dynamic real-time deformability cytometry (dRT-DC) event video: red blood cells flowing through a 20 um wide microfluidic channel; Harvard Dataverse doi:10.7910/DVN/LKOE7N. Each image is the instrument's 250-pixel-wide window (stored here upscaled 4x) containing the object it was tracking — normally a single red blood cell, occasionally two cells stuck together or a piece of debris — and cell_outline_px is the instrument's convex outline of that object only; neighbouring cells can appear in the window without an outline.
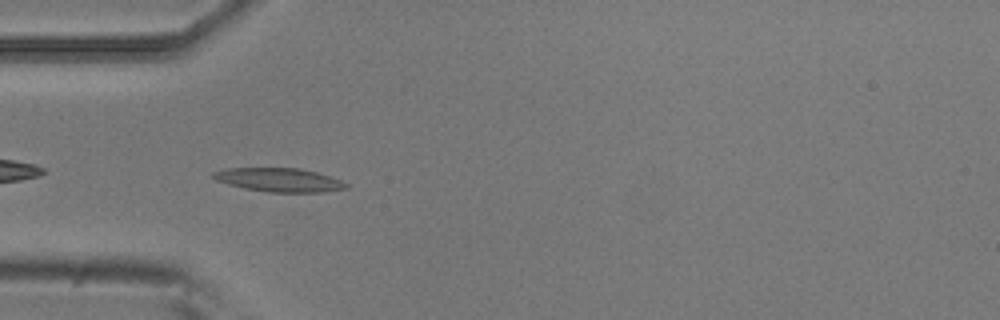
{"species": "common noctule bat (a hibernating species)", "species_latin": "Nyctalus noctula", "temperature_condition": "room temperature", "stored_images_in_passage": 40, "camera_frame_rate_fps": 3000, "um_per_image_px": 0.085, "animal": {"sex": "male", "body_mass_g": 20.5, "forearm_length_mm": 52.5}, "frame": {"image": 1, "passage_image": 2, "time_ms": 0.333, "image_size_px": [1000, 320], "cell_outline_px": [[348, 188], [324, 192], [268, 192], [244, 188], [228, 184], [216, 180], [212, 176], [212, 172], [228, 168], [300, 168], [316, 172], [340, 180], [348, 184]], "centroid_in_image_um": [23.72, 15.29], "position_along_channel_um": 61.3, "area_um2": 18.26}}
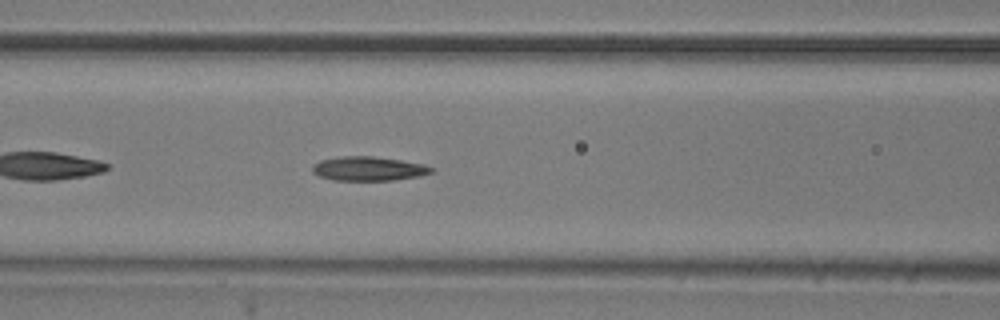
{"frame": {"image": 2, "passage_image": 8, "time_ms": 2.333, "image_size_px": [1000, 320], "cell_outline_px": [[432, 172], [420, 176], [396, 180], [332, 180], [320, 176], [312, 172], [312, 164], [320, 160], [340, 156], [372, 156], [400, 160], [424, 164], [432, 168]], "centroid_in_image_um": [31.29, 14.33], "position_along_channel_um": 135.3, "area_um2": 16.76}}
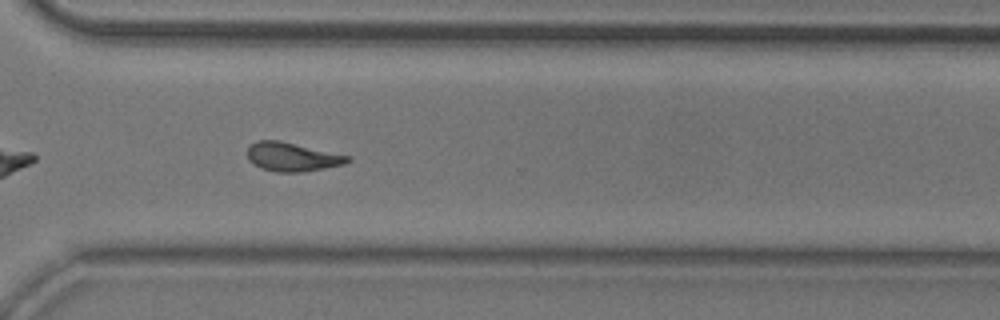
{"frame": {"image": 3, "passage_image": 25, "time_ms": 8.0, "image_size_px": [1000, 320], "cell_outline_px": [[352, 160], [344, 164], [304, 172], [276, 172], [260, 168], [248, 160], [248, 148], [256, 140], [280, 140], [352, 156]], "centroid_in_image_um": [24.86, 13.33], "position_along_channel_um": 345.7, "area_um2": 16.99}, "authors_computed_cell_mechanics": {"area_um2": 16.6753, "velocity_mm_per_s": 3.7272, "shape_relaxation_time_tau1_ms": 9.5253, "shape_relaxation_time_tau2_ms": 4.9086, "deformation_change_tau1": 0.2278, "deformation_change_tau2": 0.1157}}